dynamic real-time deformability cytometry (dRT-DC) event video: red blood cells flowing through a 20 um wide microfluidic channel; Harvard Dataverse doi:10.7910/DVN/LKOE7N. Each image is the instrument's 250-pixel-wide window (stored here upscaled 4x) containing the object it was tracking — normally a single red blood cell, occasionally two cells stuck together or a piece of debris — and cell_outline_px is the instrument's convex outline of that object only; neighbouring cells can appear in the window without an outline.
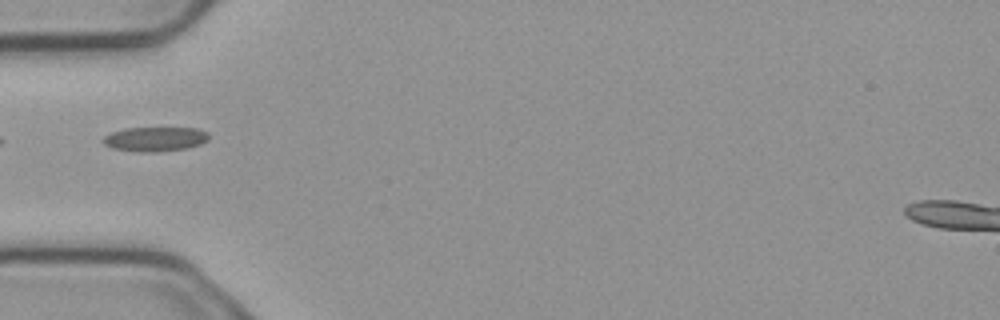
{"species": "common noctule bat (a hibernating species)", "species_latin": "Nyctalus noctula", "temperature_condition": "cold", "stored_images_in_passage": 6, "segment_of_instrument_passage": [2, 2], "camera_frame_rate_fps": 3000, "um_per_image_px": 0.085, "animal": {"sex": "male", "body_mass_g": 23.1, "forearm_length_mm": 52.7}, "frame": {"image": 1, "passage_image": 6, "time_ms": 1.667, "image_size_px": [1000, 320], "cell_outline_px": [[208, 140], [200, 144], [188, 148], [156, 152], [144, 152], [112, 148], [104, 144], [100, 140], [104, 136], [112, 132], [124, 128], [196, 128], [208, 132]], "centroid_in_image_um": [13.17, 11.82], "position_along_channel_um": 71.8, "area_um2": 15.09}}